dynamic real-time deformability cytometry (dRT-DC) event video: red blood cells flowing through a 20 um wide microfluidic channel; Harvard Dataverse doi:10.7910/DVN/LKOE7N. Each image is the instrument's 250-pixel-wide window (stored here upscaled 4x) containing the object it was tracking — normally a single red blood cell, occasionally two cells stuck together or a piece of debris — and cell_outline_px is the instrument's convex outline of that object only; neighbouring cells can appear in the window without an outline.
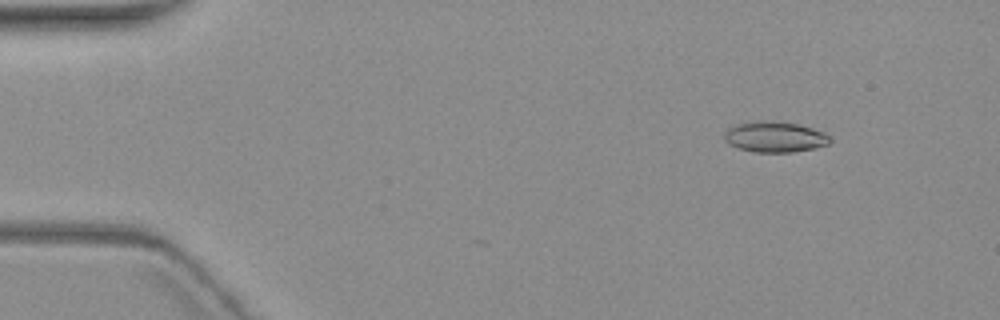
{"species": "common noctule bat (a hibernating species)", "species_latin": "Nyctalus noctula", "temperature_condition": "warm", "stored_images_in_passage": 5, "camera_frame_rate_fps": 3000, "um_per_image_px": 0.085, "animal": {"sex": "female", "body_mass_g": 19.3, "forearm_length_mm": 54.1}, "frame": {"image": 1, "passage_image": 1, "time_ms": 0.0, "image_size_px": [1000, 320], "cell_outline_px": [[832, 140], [828, 144], [812, 148], [792, 152], [752, 152], [740, 148], [724, 140], [724, 132], [728, 128], [736, 124], [764, 120], [796, 124], [812, 128], [824, 132]], "centroid_in_image_um": [65.85, 11.63], "position_along_channel_um": 19.2, "area_um2": 18.61}}
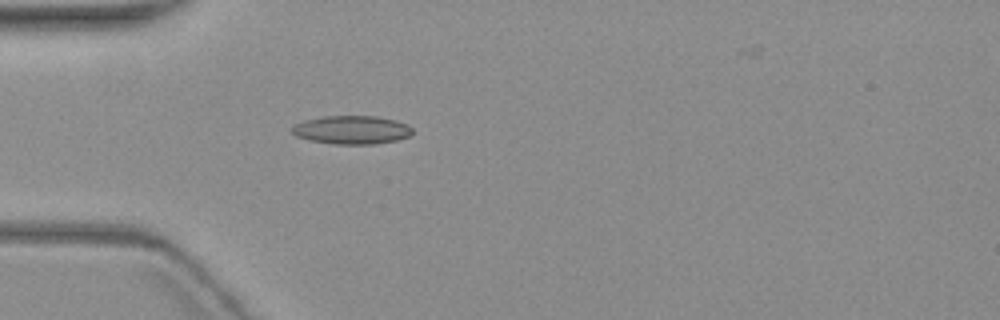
{"frame": {"image": 2, "passage_image": 4, "time_ms": 3.667, "image_size_px": [1000, 320], "cell_outline_px": [[412, 136], [396, 140], [376, 144], [332, 144], [308, 140], [296, 136], [292, 132], [292, 124], [304, 120], [324, 116], [376, 116], [396, 120], [408, 124], [412, 128]], "centroid_in_image_um": [29.9, 11.04], "position_along_channel_um": 55.1, "area_um2": 20.23}}